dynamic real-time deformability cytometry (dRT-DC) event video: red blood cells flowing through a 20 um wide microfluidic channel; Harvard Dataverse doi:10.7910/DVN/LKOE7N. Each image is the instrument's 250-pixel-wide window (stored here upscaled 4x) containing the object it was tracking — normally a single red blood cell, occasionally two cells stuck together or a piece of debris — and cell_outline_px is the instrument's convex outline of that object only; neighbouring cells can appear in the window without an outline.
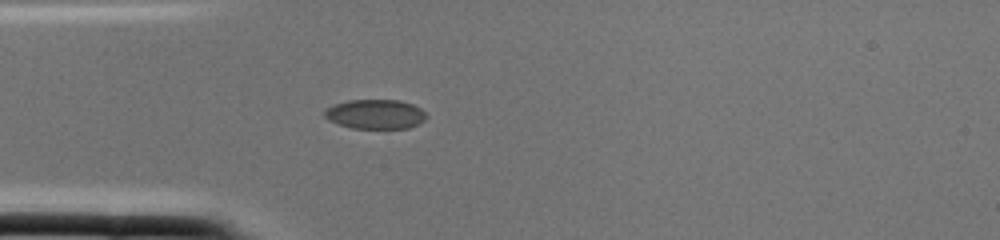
{"species": "common noctule bat (a hibernating species)", "species_latin": "Nyctalus noctula", "temperature_condition": "cold", "stored_images_in_passage": 2, "camera_frame_rate_fps": 3000, "um_per_image_px": 0.085, "animal": {"sex": "female", "body_mass_g": 22.0, "forearm_length_mm": 56.7}, "frame": {"image": 1, "passage_image": 2, "time_ms": 0.333, "image_size_px": [1000, 240], "cell_outline_px": [[428, 116], [420, 124], [408, 128], [352, 128], [328, 120], [324, 116], [324, 112], [332, 104], [348, 100], [400, 100], [412, 104], [420, 108]], "centroid_in_image_um": [31.92, 9.7], "position_along_channel_um": 53.1, "area_um2": 17.51}}